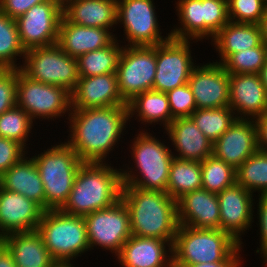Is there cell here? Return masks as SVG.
Returning <instances> with one entry per match:
<instances>
[{
  "label": "cell",
  "mask_w": 267,
  "mask_h": 267,
  "mask_svg": "<svg viewBox=\"0 0 267 267\" xmlns=\"http://www.w3.org/2000/svg\"><path fill=\"white\" fill-rule=\"evenodd\" d=\"M211 40L221 58L215 63L221 64L230 54L260 46L262 36L259 24L229 21Z\"/></svg>",
  "instance_id": "obj_28"
},
{
  "label": "cell",
  "mask_w": 267,
  "mask_h": 267,
  "mask_svg": "<svg viewBox=\"0 0 267 267\" xmlns=\"http://www.w3.org/2000/svg\"><path fill=\"white\" fill-rule=\"evenodd\" d=\"M115 39L109 29L72 24L63 16L59 24V47L73 58L108 46Z\"/></svg>",
  "instance_id": "obj_23"
},
{
  "label": "cell",
  "mask_w": 267,
  "mask_h": 267,
  "mask_svg": "<svg viewBox=\"0 0 267 267\" xmlns=\"http://www.w3.org/2000/svg\"><path fill=\"white\" fill-rule=\"evenodd\" d=\"M259 76H260L262 84L264 85L265 89L267 90V61L262 66V68L259 72Z\"/></svg>",
  "instance_id": "obj_50"
},
{
  "label": "cell",
  "mask_w": 267,
  "mask_h": 267,
  "mask_svg": "<svg viewBox=\"0 0 267 267\" xmlns=\"http://www.w3.org/2000/svg\"><path fill=\"white\" fill-rule=\"evenodd\" d=\"M129 120L137 114L138 121L146 124L161 122L164 129L174 120L169 107V101L166 93L156 90H147L137 94L127 102ZM131 117V118H130ZM163 122V123H162Z\"/></svg>",
  "instance_id": "obj_29"
},
{
  "label": "cell",
  "mask_w": 267,
  "mask_h": 267,
  "mask_svg": "<svg viewBox=\"0 0 267 267\" xmlns=\"http://www.w3.org/2000/svg\"><path fill=\"white\" fill-rule=\"evenodd\" d=\"M236 183L252 194L267 195V152L257 150L236 169Z\"/></svg>",
  "instance_id": "obj_33"
},
{
  "label": "cell",
  "mask_w": 267,
  "mask_h": 267,
  "mask_svg": "<svg viewBox=\"0 0 267 267\" xmlns=\"http://www.w3.org/2000/svg\"><path fill=\"white\" fill-rule=\"evenodd\" d=\"M17 106L34 121L56 119L71 111V94L65 88L30 79L17 69Z\"/></svg>",
  "instance_id": "obj_9"
},
{
  "label": "cell",
  "mask_w": 267,
  "mask_h": 267,
  "mask_svg": "<svg viewBox=\"0 0 267 267\" xmlns=\"http://www.w3.org/2000/svg\"><path fill=\"white\" fill-rule=\"evenodd\" d=\"M17 93V69H0V115L15 107Z\"/></svg>",
  "instance_id": "obj_42"
},
{
  "label": "cell",
  "mask_w": 267,
  "mask_h": 267,
  "mask_svg": "<svg viewBox=\"0 0 267 267\" xmlns=\"http://www.w3.org/2000/svg\"><path fill=\"white\" fill-rule=\"evenodd\" d=\"M172 118L190 117L197 109L194 95L188 83L167 93Z\"/></svg>",
  "instance_id": "obj_41"
},
{
  "label": "cell",
  "mask_w": 267,
  "mask_h": 267,
  "mask_svg": "<svg viewBox=\"0 0 267 267\" xmlns=\"http://www.w3.org/2000/svg\"><path fill=\"white\" fill-rule=\"evenodd\" d=\"M180 27L170 32L178 40L204 39L203 0H179L176 3Z\"/></svg>",
  "instance_id": "obj_32"
},
{
  "label": "cell",
  "mask_w": 267,
  "mask_h": 267,
  "mask_svg": "<svg viewBox=\"0 0 267 267\" xmlns=\"http://www.w3.org/2000/svg\"><path fill=\"white\" fill-rule=\"evenodd\" d=\"M71 94V110L127 106L122 98L116 73L80 77Z\"/></svg>",
  "instance_id": "obj_18"
},
{
  "label": "cell",
  "mask_w": 267,
  "mask_h": 267,
  "mask_svg": "<svg viewBox=\"0 0 267 267\" xmlns=\"http://www.w3.org/2000/svg\"><path fill=\"white\" fill-rule=\"evenodd\" d=\"M240 246L229 233L221 229L179 225L172 245L173 264L225 261Z\"/></svg>",
  "instance_id": "obj_7"
},
{
  "label": "cell",
  "mask_w": 267,
  "mask_h": 267,
  "mask_svg": "<svg viewBox=\"0 0 267 267\" xmlns=\"http://www.w3.org/2000/svg\"><path fill=\"white\" fill-rule=\"evenodd\" d=\"M229 107L237 119L255 120L267 112V90L259 74H229Z\"/></svg>",
  "instance_id": "obj_19"
},
{
  "label": "cell",
  "mask_w": 267,
  "mask_h": 267,
  "mask_svg": "<svg viewBox=\"0 0 267 267\" xmlns=\"http://www.w3.org/2000/svg\"><path fill=\"white\" fill-rule=\"evenodd\" d=\"M45 192V211L60 210L71 193L82 161L67 142L33 156Z\"/></svg>",
  "instance_id": "obj_5"
},
{
  "label": "cell",
  "mask_w": 267,
  "mask_h": 267,
  "mask_svg": "<svg viewBox=\"0 0 267 267\" xmlns=\"http://www.w3.org/2000/svg\"><path fill=\"white\" fill-rule=\"evenodd\" d=\"M202 189L201 162L173 158L166 192L174 200L184 194Z\"/></svg>",
  "instance_id": "obj_30"
},
{
  "label": "cell",
  "mask_w": 267,
  "mask_h": 267,
  "mask_svg": "<svg viewBox=\"0 0 267 267\" xmlns=\"http://www.w3.org/2000/svg\"><path fill=\"white\" fill-rule=\"evenodd\" d=\"M25 149L19 142L0 137V177L28 154Z\"/></svg>",
  "instance_id": "obj_43"
},
{
  "label": "cell",
  "mask_w": 267,
  "mask_h": 267,
  "mask_svg": "<svg viewBox=\"0 0 267 267\" xmlns=\"http://www.w3.org/2000/svg\"><path fill=\"white\" fill-rule=\"evenodd\" d=\"M0 186L8 191L20 193L36 202L45 211L43 182L33 158L23 157L1 177Z\"/></svg>",
  "instance_id": "obj_27"
},
{
  "label": "cell",
  "mask_w": 267,
  "mask_h": 267,
  "mask_svg": "<svg viewBox=\"0 0 267 267\" xmlns=\"http://www.w3.org/2000/svg\"><path fill=\"white\" fill-rule=\"evenodd\" d=\"M21 46L16 19L0 11V69H21L17 66V56L25 57ZM23 55V56H22Z\"/></svg>",
  "instance_id": "obj_34"
},
{
  "label": "cell",
  "mask_w": 267,
  "mask_h": 267,
  "mask_svg": "<svg viewBox=\"0 0 267 267\" xmlns=\"http://www.w3.org/2000/svg\"><path fill=\"white\" fill-rule=\"evenodd\" d=\"M220 210V229L229 233L241 245V235L251 228L253 194L238 183L217 194ZM253 220V221H252Z\"/></svg>",
  "instance_id": "obj_17"
},
{
  "label": "cell",
  "mask_w": 267,
  "mask_h": 267,
  "mask_svg": "<svg viewBox=\"0 0 267 267\" xmlns=\"http://www.w3.org/2000/svg\"><path fill=\"white\" fill-rule=\"evenodd\" d=\"M21 71L30 79L56 85L72 92L79 80L78 61L65 53L59 45L26 50Z\"/></svg>",
  "instance_id": "obj_8"
},
{
  "label": "cell",
  "mask_w": 267,
  "mask_h": 267,
  "mask_svg": "<svg viewBox=\"0 0 267 267\" xmlns=\"http://www.w3.org/2000/svg\"><path fill=\"white\" fill-rule=\"evenodd\" d=\"M121 199L129 211L132 235L174 241L177 201L167 192L122 186Z\"/></svg>",
  "instance_id": "obj_2"
},
{
  "label": "cell",
  "mask_w": 267,
  "mask_h": 267,
  "mask_svg": "<svg viewBox=\"0 0 267 267\" xmlns=\"http://www.w3.org/2000/svg\"><path fill=\"white\" fill-rule=\"evenodd\" d=\"M179 225L199 229H220L217 194L204 189L184 194L177 200Z\"/></svg>",
  "instance_id": "obj_21"
},
{
  "label": "cell",
  "mask_w": 267,
  "mask_h": 267,
  "mask_svg": "<svg viewBox=\"0 0 267 267\" xmlns=\"http://www.w3.org/2000/svg\"><path fill=\"white\" fill-rule=\"evenodd\" d=\"M172 145L179 152L174 158L201 162L212 156L213 143L201 132L190 117L176 118L166 128Z\"/></svg>",
  "instance_id": "obj_24"
},
{
  "label": "cell",
  "mask_w": 267,
  "mask_h": 267,
  "mask_svg": "<svg viewBox=\"0 0 267 267\" xmlns=\"http://www.w3.org/2000/svg\"><path fill=\"white\" fill-rule=\"evenodd\" d=\"M229 107L196 109L190 118L201 132L214 143L237 119Z\"/></svg>",
  "instance_id": "obj_35"
},
{
  "label": "cell",
  "mask_w": 267,
  "mask_h": 267,
  "mask_svg": "<svg viewBox=\"0 0 267 267\" xmlns=\"http://www.w3.org/2000/svg\"><path fill=\"white\" fill-rule=\"evenodd\" d=\"M190 40L170 38L156 45V73L153 90L167 93L188 83L192 70Z\"/></svg>",
  "instance_id": "obj_14"
},
{
  "label": "cell",
  "mask_w": 267,
  "mask_h": 267,
  "mask_svg": "<svg viewBox=\"0 0 267 267\" xmlns=\"http://www.w3.org/2000/svg\"><path fill=\"white\" fill-rule=\"evenodd\" d=\"M62 0H47L16 19L21 46L26 50L58 41Z\"/></svg>",
  "instance_id": "obj_13"
},
{
  "label": "cell",
  "mask_w": 267,
  "mask_h": 267,
  "mask_svg": "<svg viewBox=\"0 0 267 267\" xmlns=\"http://www.w3.org/2000/svg\"><path fill=\"white\" fill-rule=\"evenodd\" d=\"M259 26H260V30H261L262 40H267V7L265 10V14L261 18Z\"/></svg>",
  "instance_id": "obj_49"
},
{
  "label": "cell",
  "mask_w": 267,
  "mask_h": 267,
  "mask_svg": "<svg viewBox=\"0 0 267 267\" xmlns=\"http://www.w3.org/2000/svg\"><path fill=\"white\" fill-rule=\"evenodd\" d=\"M262 45L230 54L221 65L229 74H259L265 64Z\"/></svg>",
  "instance_id": "obj_38"
},
{
  "label": "cell",
  "mask_w": 267,
  "mask_h": 267,
  "mask_svg": "<svg viewBox=\"0 0 267 267\" xmlns=\"http://www.w3.org/2000/svg\"><path fill=\"white\" fill-rule=\"evenodd\" d=\"M156 46L123 47L116 70L122 98L129 102L137 94L153 89Z\"/></svg>",
  "instance_id": "obj_10"
},
{
  "label": "cell",
  "mask_w": 267,
  "mask_h": 267,
  "mask_svg": "<svg viewBox=\"0 0 267 267\" xmlns=\"http://www.w3.org/2000/svg\"><path fill=\"white\" fill-rule=\"evenodd\" d=\"M74 264H62V263H57L54 267H75L73 266Z\"/></svg>",
  "instance_id": "obj_52"
},
{
  "label": "cell",
  "mask_w": 267,
  "mask_h": 267,
  "mask_svg": "<svg viewBox=\"0 0 267 267\" xmlns=\"http://www.w3.org/2000/svg\"><path fill=\"white\" fill-rule=\"evenodd\" d=\"M257 125L258 149L267 152V112L255 119Z\"/></svg>",
  "instance_id": "obj_47"
},
{
  "label": "cell",
  "mask_w": 267,
  "mask_h": 267,
  "mask_svg": "<svg viewBox=\"0 0 267 267\" xmlns=\"http://www.w3.org/2000/svg\"><path fill=\"white\" fill-rule=\"evenodd\" d=\"M84 221L90 250L98 245L117 256L132 236L129 211L122 199L110 207L85 215Z\"/></svg>",
  "instance_id": "obj_11"
},
{
  "label": "cell",
  "mask_w": 267,
  "mask_h": 267,
  "mask_svg": "<svg viewBox=\"0 0 267 267\" xmlns=\"http://www.w3.org/2000/svg\"><path fill=\"white\" fill-rule=\"evenodd\" d=\"M43 212L36 202L0 186V239L11 233L37 230Z\"/></svg>",
  "instance_id": "obj_20"
},
{
  "label": "cell",
  "mask_w": 267,
  "mask_h": 267,
  "mask_svg": "<svg viewBox=\"0 0 267 267\" xmlns=\"http://www.w3.org/2000/svg\"><path fill=\"white\" fill-rule=\"evenodd\" d=\"M121 169L105 163L83 162L62 212L85 216L110 207L121 199Z\"/></svg>",
  "instance_id": "obj_3"
},
{
  "label": "cell",
  "mask_w": 267,
  "mask_h": 267,
  "mask_svg": "<svg viewBox=\"0 0 267 267\" xmlns=\"http://www.w3.org/2000/svg\"><path fill=\"white\" fill-rule=\"evenodd\" d=\"M116 14V23L123 24L127 46H156L171 38L170 33L161 36L153 0H117Z\"/></svg>",
  "instance_id": "obj_12"
},
{
  "label": "cell",
  "mask_w": 267,
  "mask_h": 267,
  "mask_svg": "<svg viewBox=\"0 0 267 267\" xmlns=\"http://www.w3.org/2000/svg\"><path fill=\"white\" fill-rule=\"evenodd\" d=\"M62 13L72 24L111 31L117 25V0H63Z\"/></svg>",
  "instance_id": "obj_26"
},
{
  "label": "cell",
  "mask_w": 267,
  "mask_h": 267,
  "mask_svg": "<svg viewBox=\"0 0 267 267\" xmlns=\"http://www.w3.org/2000/svg\"><path fill=\"white\" fill-rule=\"evenodd\" d=\"M188 84L197 109L229 106V73L219 63H206L192 70Z\"/></svg>",
  "instance_id": "obj_15"
},
{
  "label": "cell",
  "mask_w": 267,
  "mask_h": 267,
  "mask_svg": "<svg viewBox=\"0 0 267 267\" xmlns=\"http://www.w3.org/2000/svg\"><path fill=\"white\" fill-rule=\"evenodd\" d=\"M67 143L82 162L105 163L129 121L127 106L71 110ZM112 148V149H111Z\"/></svg>",
  "instance_id": "obj_1"
},
{
  "label": "cell",
  "mask_w": 267,
  "mask_h": 267,
  "mask_svg": "<svg viewBox=\"0 0 267 267\" xmlns=\"http://www.w3.org/2000/svg\"><path fill=\"white\" fill-rule=\"evenodd\" d=\"M202 189L218 194L236 183V169L213 155L201 161Z\"/></svg>",
  "instance_id": "obj_36"
},
{
  "label": "cell",
  "mask_w": 267,
  "mask_h": 267,
  "mask_svg": "<svg viewBox=\"0 0 267 267\" xmlns=\"http://www.w3.org/2000/svg\"><path fill=\"white\" fill-rule=\"evenodd\" d=\"M261 45H262V48H263L265 61H267V40H262Z\"/></svg>",
  "instance_id": "obj_51"
},
{
  "label": "cell",
  "mask_w": 267,
  "mask_h": 267,
  "mask_svg": "<svg viewBox=\"0 0 267 267\" xmlns=\"http://www.w3.org/2000/svg\"><path fill=\"white\" fill-rule=\"evenodd\" d=\"M0 267H16L12 255L0 242Z\"/></svg>",
  "instance_id": "obj_48"
},
{
  "label": "cell",
  "mask_w": 267,
  "mask_h": 267,
  "mask_svg": "<svg viewBox=\"0 0 267 267\" xmlns=\"http://www.w3.org/2000/svg\"><path fill=\"white\" fill-rule=\"evenodd\" d=\"M204 38L214 36L230 21L227 0H203Z\"/></svg>",
  "instance_id": "obj_40"
},
{
  "label": "cell",
  "mask_w": 267,
  "mask_h": 267,
  "mask_svg": "<svg viewBox=\"0 0 267 267\" xmlns=\"http://www.w3.org/2000/svg\"><path fill=\"white\" fill-rule=\"evenodd\" d=\"M37 231L57 263L71 264V260L90 250L84 216L46 210Z\"/></svg>",
  "instance_id": "obj_6"
},
{
  "label": "cell",
  "mask_w": 267,
  "mask_h": 267,
  "mask_svg": "<svg viewBox=\"0 0 267 267\" xmlns=\"http://www.w3.org/2000/svg\"><path fill=\"white\" fill-rule=\"evenodd\" d=\"M117 37L106 47L87 52L77 58L79 77L116 73L123 46Z\"/></svg>",
  "instance_id": "obj_31"
},
{
  "label": "cell",
  "mask_w": 267,
  "mask_h": 267,
  "mask_svg": "<svg viewBox=\"0 0 267 267\" xmlns=\"http://www.w3.org/2000/svg\"><path fill=\"white\" fill-rule=\"evenodd\" d=\"M258 206V217H259V226H260V248L256 250V253H260L263 256V259H267V195H259Z\"/></svg>",
  "instance_id": "obj_45"
},
{
  "label": "cell",
  "mask_w": 267,
  "mask_h": 267,
  "mask_svg": "<svg viewBox=\"0 0 267 267\" xmlns=\"http://www.w3.org/2000/svg\"><path fill=\"white\" fill-rule=\"evenodd\" d=\"M257 150L256 122L252 119H236L213 143L212 155L237 169Z\"/></svg>",
  "instance_id": "obj_16"
},
{
  "label": "cell",
  "mask_w": 267,
  "mask_h": 267,
  "mask_svg": "<svg viewBox=\"0 0 267 267\" xmlns=\"http://www.w3.org/2000/svg\"><path fill=\"white\" fill-rule=\"evenodd\" d=\"M0 242L12 255L16 267H54L57 264L37 230L11 233Z\"/></svg>",
  "instance_id": "obj_25"
},
{
  "label": "cell",
  "mask_w": 267,
  "mask_h": 267,
  "mask_svg": "<svg viewBox=\"0 0 267 267\" xmlns=\"http://www.w3.org/2000/svg\"><path fill=\"white\" fill-rule=\"evenodd\" d=\"M173 242L132 235L123 244L117 259L122 267H173Z\"/></svg>",
  "instance_id": "obj_22"
},
{
  "label": "cell",
  "mask_w": 267,
  "mask_h": 267,
  "mask_svg": "<svg viewBox=\"0 0 267 267\" xmlns=\"http://www.w3.org/2000/svg\"><path fill=\"white\" fill-rule=\"evenodd\" d=\"M32 123L31 117L16 105L0 115V137L19 142L26 148Z\"/></svg>",
  "instance_id": "obj_37"
},
{
  "label": "cell",
  "mask_w": 267,
  "mask_h": 267,
  "mask_svg": "<svg viewBox=\"0 0 267 267\" xmlns=\"http://www.w3.org/2000/svg\"><path fill=\"white\" fill-rule=\"evenodd\" d=\"M229 20L235 23L259 24L265 14L264 0H227Z\"/></svg>",
  "instance_id": "obj_39"
},
{
  "label": "cell",
  "mask_w": 267,
  "mask_h": 267,
  "mask_svg": "<svg viewBox=\"0 0 267 267\" xmlns=\"http://www.w3.org/2000/svg\"><path fill=\"white\" fill-rule=\"evenodd\" d=\"M151 135L142 130L134 138L131 156L139 173L134 174L129 167L128 170L121 169L122 183L123 186L166 192L173 152Z\"/></svg>",
  "instance_id": "obj_4"
},
{
  "label": "cell",
  "mask_w": 267,
  "mask_h": 267,
  "mask_svg": "<svg viewBox=\"0 0 267 267\" xmlns=\"http://www.w3.org/2000/svg\"><path fill=\"white\" fill-rule=\"evenodd\" d=\"M47 0H0V11L10 18L17 19L33 6Z\"/></svg>",
  "instance_id": "obj_44"
},
{
  "label": "cell",
  "mask_w": 267,
  "mask_h": 267,
  "mask_svg": "<svg viewBox=\"0 0 267 267\" xmlns=\"http://www.w3.org/2000/svg\"><path fill=\"white\" fill-rule=\"evenodd\" d=\"M242 245L225 261L210 262V263H195V264H173V267H240L241 260L240 251Z\"/></svg>",
  "instance_id": "obj_46"
}]
</instances>
